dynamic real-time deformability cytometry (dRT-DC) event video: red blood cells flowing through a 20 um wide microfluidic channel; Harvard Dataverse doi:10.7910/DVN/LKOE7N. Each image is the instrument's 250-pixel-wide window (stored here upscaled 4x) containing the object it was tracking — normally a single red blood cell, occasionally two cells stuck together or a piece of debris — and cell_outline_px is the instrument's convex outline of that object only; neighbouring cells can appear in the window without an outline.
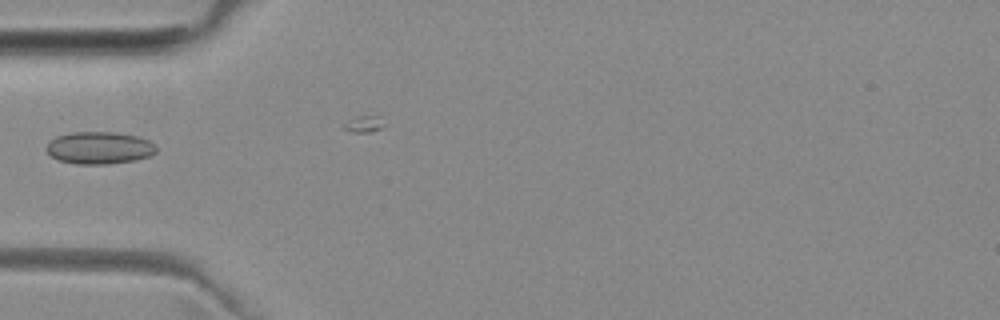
{"species": "common noctule bat (a hibernating species)", "species_latin": "Nyctalus noctula", "temperature_condition": "room temperature", "stored_images_in_passage": 7, "camera_frame_rate_fps": 3000, "um_per_image_px": 0.085, "animal": {"sex": "female", "body_mass_g": 29.2, "forearm_length_mm": 56.3}, "frame": {"image": 1, "passage_image": 5, "time_ms": 5.667, "image_size_px": [1000, 320], "cell_outline_px": [[156, 152], [148, 156], [136, 160], [108, 164], [76, 164], [60, 160], [52, 156], [44, 148], [56, 136], [72, 132], [112, 132], [140, 136], [156, 144]], "centroid_in_image_um": [8.47, 12.56], "position_along_channel_um": 76.5, "area_um2": 20.69}}
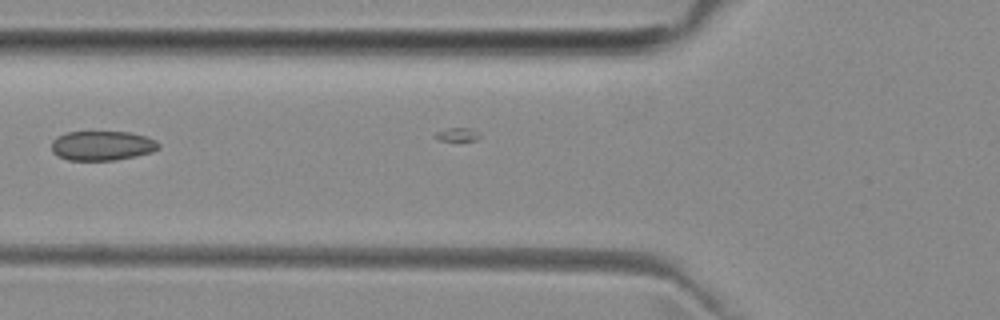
{"frame": {"image": 2, "passage_image": 6, "time_ms": 6.667, "image_size_px": [1000, 320], "cell_outline_px": [[160, 148], [152, 152], [136, 156], [116, 160], [68, 160], [56, 156], [52, 152], [52, 140], [56, 136], [64, 132], [132, 132], [156, 140], [160, 144]], "centroid_in_image_um": [8.67, 12.38], "position_along_channel_um": 117.1, "area_um2": 18.67}}